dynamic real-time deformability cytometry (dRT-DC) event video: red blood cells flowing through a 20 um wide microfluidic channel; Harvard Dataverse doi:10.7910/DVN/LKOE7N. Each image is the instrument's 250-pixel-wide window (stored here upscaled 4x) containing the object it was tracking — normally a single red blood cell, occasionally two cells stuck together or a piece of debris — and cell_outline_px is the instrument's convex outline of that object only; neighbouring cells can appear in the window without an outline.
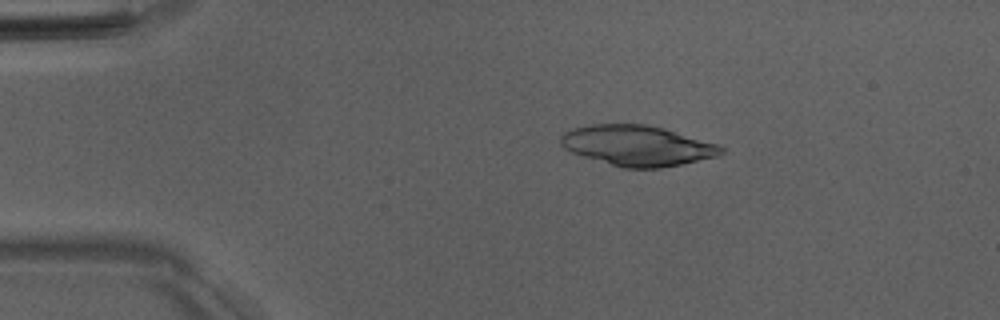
{"species": "Egyptian fruit bat (a non-hibernating species)", "species_latin": "Rousettus aegyptiacus", "temperature_condition": "room temperature", "stored_images_in_passage": 17, "camera_frame_rate_fps": 3000, "um_per_image_px": 0.085, "animal": {"sex": "male"}, "frame": {"image": 1, "passage_image": 2, "time_ms": 0.333, "image_size_px": [1000, 320], "cell_outline_px": [[724, 152], [716, 156], [680, 164], [660, 168], [624, 168], [584, 156], [572, 152], [564, 148], [560, 144], [560, 136], [564, 132], [572, 128], [592, 124], [648, 124], [664, 128], [720, 144], [724, 148]], "centroid_in_image_um": [54.18, 12.36], "position_along_channel_um": 30.8, "area_um2": 37.69}}